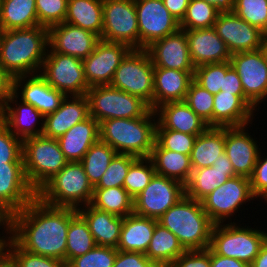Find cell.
<instances>
[{"label":"cell","instance_id":"obj_27","mask_svg":"<svg viewBox=\"0 0 267 267\" xmlns=\"http://www.w3.org/2000/svg\"><path fill=\"white\" fill-rule=\"evenodd\" d=\"M256 110V106L246 96L220 91L214 94L213 127L248 126Z\"/></svg>","mask_w":267,"mask_h":267},{"label":"cell","instance_id":"obj_12","mask_svg":"<svg viewBox=\"0 0 267 267\" xmlns=\"http://www.w3.org/2000/svg\"><path fill=\"white\" fill-rule=\"evenodd\" d=\"M254 199L250 179L234 176L204 197L201 204L214 224H222L235 215L241 205Z\"/></svg>","mask_w":267,"mask_h":267},{"label":"cell","instance_id":"obj_60","mask_svg":"<svg viewBox=\"0 0 267 267\" xmlns=\"http://www.w3.org/2000/svg\"><path fill=\"white\" fill-rule=\"evenodd\" d=\"M207 3L213 5L222 11H230L233 6V0H205Z\"/></svg>","mask_w":267,"mask_h":267},{"label":"cell","instance_id":"obj_7","mask_svg":"<svg viewBox=\"0 0 267 267\" xmlns=\"http://www.w3.org/2000/svg\"><path fill=\"white\" fill-rule=\"evenodd\" d=\"M89 116L98 123L108 119H130L146 116L152 109L138 96L105 86H94L87 90Z\"/></svg>","mask_w":267,"mask_h":267},{"label":"cell","instance_id":"obj_31","mask_svg":"<svg viewBox=\"0 0 267 267\" xmlns=\"http://www.w3.org/2000/svg\"><path fill=\"white\" fill-rule=\"evenodd\" d=\"M77 212L87 222L97 246L117 248L123 225V217L99 210L91 204L79 207Z\"/></svg>","mask_w":267,"mask_h":267},{"label":"cell","instance_id":"obj_22","mask_svg":"<svg viewBox=\"0 0 267 267\" xmlns=\"http://www.w3.org/2000/svg\"><path fill=\"white\" fill-rule=\"evenodd\" d=\"M246 127H225V153L235 174L250 178L261 149Z\"/></svg>","mask_w":267,"mask_h":267},{"label":"cell","instance_id":"obj_2","mask_svg":"<svg viewBox=\"0 0 267 267\" xmlns=\"http://www.w3.org/2000/svg\"><path fill=\"white\" fill-rule=\"evenodd\" d=\"M48 46L43 26L1 31L0 67L12 78L40 73Z\"/></svg>","mask_w":267,"mask_h":267},{"label":"cell","instance_id":"obj_55","mask_svg":"<svg viewBox=\"0 0 267 267\" xmlns=\"http://www.w3.org/2000/svg\"><path fill=\"white\" fill-rule=\"evenodd\" d=\"M223 92L245 96L241 79L232 66L226 71L225 77H223Z\"/></svg>","mask_w":267,"mask_h":267},{"label":"cell","instance_id":"obj_13","mask_svg":"<svg viewBox=\"0 0 267 267\" xmlns=\"http://www.w3.org/2000/svg\"><path fill=\"white\" fill-rule=\"evenodd\" d=\"M184 196L183 183L155 174L146 188L133 198V213L158 219Z\"/></svg>","mask_w":267,"mask_h":267},{"label":"cell","instance_id":"obj_61","mask_svg":"<svg viewBox=\"0 0 267 267\" xmlns=\"http://www.w3.org/2000/svg\"><path fill=\"white\" fill-rule=\"evenodd\" d=\"M4 228L5 233L9 234V217L0 209V229Z\"/></svg>","mask_w":267,"mask_h":267},{"label":"cell","instance_id":"obj_29","mask_svg":"<svg viewBox=\"0 0 267 267\" xmlns=\"http://www.w3.org/2000/svg\"><path fill=\"white\" fill-rule=\"evenodd\" d=\"M99 140V123L91 116L57 138L68 162H80L90 147Z\"/></svg>","mask_w":267,"mask_h":267},{"label":"cell","instance_id":"obj_50","mask_svg":"<svg viewBox=\"0 0 267 267\" xmlns=\"http://www.w3.org/2000/svg\"><path fill=\"white\" fill-rule=\"evenodd\" d=\"M68 0H36L39 26L50 28L64 22Z\"/></svg>","mask_w":267,"mask_h":267},{"label":"cell","instance_id":"obj_59","mask_svg":"<svg viewBox=\"0 0 267 267\" xmlns=\"http://www.w3.org/2000/svg\"><path fill=\"white\" fill-rule=\"evenodd\" d=\"M249 267H267V240L262 245L259 254L255 257Z\"/></svg>","mask_w":267,"mask_h":267},{"label":"cell","instance_id":"obj_6","mask_svg":"<svg viewBox=\"0 0 267 267\" xmlns=\"http://www.w3.org/2000/svg\"><path fill=\"white\" fill-rule=\"evenodd\" d=\"M22 158L27 181L35 192L68 163L57 139L44 135L23 140Z\"/></svg>","mask_w":267,"mask_h":267},{"label":"cell","instance_id":"obj_38","mask_svg":"<svg viewBox=\"0 0 267 267\" xmlns=\"http://www.w3.org/2000/svg\"><path fill=\"white\" fill-rule=\"evenodd\" d=\"M66 240V264L71 259L82 256L96 246L87 222L74 208H70V223Z\"/></svg>","mask_w":267,"mask_h":267},{"label":"cell","instance_id":"obj_17","mask_svg":"<svg viewBox=\"0 0 267 267\" xmlns=\"http://www.w3.org/2000/svg\"><path fill=\"white\" fill-rule=\"evenodd\" d=\"M231 54L259 50L264 32L239 18L232 10L222 11L213 27Z\"/></svg>","mask_w":267,"mask_h":267},{"label":"cell","instance_id":"obj_9","mask_svg":"<svg viewBox=\"0 0 267 267\" xmlns=\"http://www.w3.org/2000/svg\"><path fill=\"white\" fill-rule=\"evenodd\" d=\"M110 86L146 101L154 110V65L145 49H132L115 71Z\"/></svg>","mask_w":267,"mask_h":267},{"label":"cell","instance_id":"obj_4","mask_svg":"<svg viewBox=\"0 0 267 267\" xmlns=\"http://www.w3.org/2000/svg\"><path fill=\"white\" fill-rule=\"evenodd\" d=\"M155 118V111L151 110L144 117L104 120L99 123L100 141L117 154L149 157L156 139Z\"/></svg>","mask_w":267,"mask_h":267},{"label":"cell","instance_id":"obj_36","mask_svg":"<svg viewBox=\"0 0 267 267\" xmlns=\"http://www.w3.org/2000/svg\"><path fill=\"white\" fill-rule=\"evenodd\" d=\"M39 26L36 0H0L1 31Z\"/></svg>","mask_w":267,"mask_h":267},{"label":"cell","instance_id":"obj_26","mask_svg":"<svg viewBox=\"0 0 267 267\" xmlns=\"http://www.w3.org/2000/svg\"><path fill=\"white\" fill-rule=\"evenodd\" d=\"M88 117L89 101L86 94L65 96L55 112L44 116L42 135L57 139Z\"/></svg>","mask_w":267,"mask_h":267},{"label":"cell","instance_id":"obj_11","mask_svg":"<svg viewBox=\"0 0 267 267\" xmlns=\"http://www.w3.org/2000/svg\"><path fill=\"white\" fill-rule=\"evenodd\" d=\"M100 39L139 49V28L134 0H103Z\"/></svg>","mask_w":267,"mask_h":267},{"label":"cell","instance_id":"obj_20","mask_svg":"<svg viewBox=\"0 0 267 267\" xmlns=\"http://www.w3.org/2000/svg\"><path fill=\"white\" fill-rule=\"evenodd\" d=\"M12 93L18 99L21 96V101L34 106L44 116L55 112L66 96L49 85L39 73L14 77Z\"/></svg>","mask_w":267,"mask_h":267},{"label":"cell","instance_id":"obj_48","mask_svg":"<svg viewBox=\"0 0 267 267\" xmlns=\"http://www.w3.org/2000/svg\"><path fill=\"white\" fill-rule=\"evenodd\" d=\"M117 249L110 246H95L82 256L71 259L66 267H113Z\"/></svg>","mask_w":267,"mask_h":267},{"label":"cell","instance_id":"obj_23","mask_svg":"<svg viewBox=\"0 0 267 267\" xmlns=\"http://www.w3.org/2000/svg\"><path fill=\"white\" fill-rule=\"evenodd\" d=\"M0 120L14 136L21 140L40 136L43 133L44 115L34 106L24 103L21 100L18 104L17 96L14 93L10 95L0 110ZM37 124L40 125L38 128L36 127Z\"/></svg>","mask_w":267,"mask_h":267},{"label":"cell","instance_id":"obj_52","mask_svg":"<svg viewBox=\"0 0 267 267\" xmlns=\"http://www.w3.org/2000/svg\"><path fill=\"white\" fill-rule=\"evenodd\" d=\"M262 157L261 152H259L256 165L249 179L253 195L256 198L262 197L261 199L267 202V156Z\"/></svg>","mask_w":267,"mask_h":267},{"label":"cell","instance_id":"obj_30","mask_svg":"<svg viewBox=\"0 0 267 267\" xmlns=\"http://www.w3.org/2000/svg\"><path fill=\"white\" fill-rule=\"evenodd\" d=\"M194 71L154 68V110L162 104L184 101Z\"/></svg>","mask_w":267,"mask_h":267},{"label":"cell","instance_id":"obj_63","mask_svg":"<svg viewBox=\"0 0 267 267\" xmlns=\"http://www.w3.org/2000/svg\"><path fill=\"white\" fill-rule=\"evenodd\" d=\"M6 238L5 235L4 236H0V258L5 254V244H6Z\"/></svg>","mask_w":267,"mask_h":267},{"label":"cell","instance_id":"obj_53","mask_svg":"<svg viewBox=\"0 0 267 267\" xmlns=\"http://www.w3.org/2000/svg\"><path fill=\"white\" fill-rule=\"evenodd\" d=\"M169 267H211L210 247L204 250H186Z\"/></svg>","mask_w":267,"mask_h":267},{"label":"cell","instance_id":"obj_3","mask_svg":"<svg viewBox=\"0 0 267 267\" xmlns=\"http://www.w3.org/2000/svg\"><path fill=\"white\" fill-rule=\"evenodd\" d=\"M157 220L178 238L185 250L210 247L214 223L204 211L201 201L185 195Z\"/></svg>","mask_w":267,"mask_h":267},{"label":"cell","instance_id":"obj_16","mask_svg":"<svg viewBox=\"0 0 267 267\" xmlns=\"http://www.w3.org/2000/svg\"><path fill=\"white\" fill-rule=\"evenodd\" d=\"M131 50L126 44L100 39L93 52L83 59L87 84L90 87L110 85L116 69Z\"/></svg>","mask_w":267,"mask_h":267},{"label":"cell","instance_id":"obj_14","mask_svg":"<svg viewBox=\"0 0 267 267\" xmlns=\"http://www.w3.org/2000/svg\"><path fill=\"white\" fill-rule=\"evenodd\" d=\"M139 28V49L180 29V22L165 7L163 0H134Z\"/></svg>","mask_w":267,"mask_h":267},{"label":"cell","instance_id":"obj_47","mask_svg":"<svg viewBox=\"0 0 267 267\" xmlns=\"http://www.w3.org/2000/svg\"><path fill=\"white\" fill-rule=\"evenodd\" d=\"M137 158L130 154H116L94 188L123 187L130 165Z\"/></svg>","mask_w":267,"mask_h":267},{"label":"cell","instance_id":"obj_58","mask_svg":"<svg viewBox=\"0 0 267 267\" xmlns=\"http://www.w3.org/2000/svg\"><path fill=\"white\" fill-rule=\"evenodd\" d=\"M163 2L170 14L181 22L186 14L190 0H163Z\"/></svg>","mask_w":267,"mask_h":267},{"label":"cell","instance_id":"obj_43","mask_svg":"<svg viewBox=\"0 0 267 267\" xmlns=\"http://www.w3.org/2000/svg\"><path fill=\"white\" fill-rule=\"evenodd\" d=\"M184 101L209 127H213L214 94L205 90L193 79Z\"/></svg>","mask_w":267,"mask_h":267},{"label":"cell","instance_id":"obj_24","mask_svg":"<svg viewBox=\"0 0 267 267\" xmlns=\"http://www.w3.org/2000/svg\"><path fill=\"white\" fill-rule=\"evenodd\" d=\"M184 31L188 40L191 61L195 67L230 61L231 53L214 28Z\"/></svg>","mask_w":267,"mask_h":267},{"label":"cell","instance_id":"obj_41","mask_svg":"<svg viewBox=\"0 0 267 267\" xmlns=\"http://www.w3.org/2000/svg\"><path fill=\"white\" fill-rule=\"evenodd\" d=\"M220 10L205 0H190L186 14L180 22V29H208L213 28Z\"/></svg>","mask_w":267,"mask_h":267},{"label":"cell","instance_id":"obj_54","mask_svg":"<svg viewBox=\"0 0 267 267\" xmlns=\"http://www.w3.org/2000/svg\"><path fill=\"white\" fill-rule=\"evenodd\" d=\"M113 267H159L144 253L117 250Z\"/></svg>","mask_w":267,"mask_h":267},{"label":"cell","instance_id":"obj_32","mask_svg":"<svg viewBox=\"0 0 267 267\" xmlns=\"http://www.w3.org/2000/svg\"><path fill=\"white\" fill-rule=\"evenodd\" d=\"M157 219L130 214L123 218L117 250L146 254Z\"/></svg>","mask_w":267,"mask_h":267},{"label":"cell","instance_id":"obj_65","mask_svg":"<svg viewBox=\"0 0 267 267\" xmlns=\"http://www.w3.org/2000/svg\"><path fill=\"white\" fill-rule=\"evenodd\" d=\"M264 40H267V30L264 32Z\"/></svg>","mask_w":267,"mask_h":267},{"label":"cell","instance_id":"obj_28","mask_svg":"<svg viewBox=\"0 0 267 267\" xmlns=\"http://www.w3.org/2000/svg\"><path fill=\"white\" fill-rule=\"evenodd\" d=\"M154 111L157 117L156 129H172L198 136L209 127L185 101L165 103Z\"/></svg>","mask_w":267,"mask_h":267},{"label":"cell","instance_id":"obj_45","mask_svg":"<svg viewBox=\"0 0 267 267\" xmlns=\"http://www.w3.org/2000/svg\"><path fill=\"white\" fill-rule=\"evenodd\" d=\"M231 67L230 61L224 63L203 64L195 67L193 79L212 94L223 92V77Z\"/></svg>","mask_w":267,"mask_h":267},{"label":"cell","instance_id":"obj_34","mask_svg":"<svg viewBox=\"0 0 267 267\" xmlns=\"http://www.w3.org/2000/svg\"><path fill=\"white\" fill-rule=\"evenodd\" d=\"M225 152V127H208L198 135L190 154L192 169L212 166Z\"/></svg>","mask_w":267,"mask_h":267},{"label":"cell","instance_id":"obj_46","mask_svg":"<svg viewBox=\"0 0 267 267\" xmlns=\"http://www.w3.org/2000/svg\"><path fill=\"white\" fill-rule=\"evenodd\" d=\"M231 10L262 32L267 30V0H233Z\"/></svg>","mask_w":267,"mask_h":267},{"label":"cell","instance_id":"obj_51","mask_svg":"<svg viewBox=\"0 0 267 267\" xmlns=\"http://www.w3.org/2000/svg\"><path fill=\"white\" fill-rule=\"evenodd\" d=\"M23 140L14 136L0 120V164L23 163Z\"/></svg>","mask_w":267,"mask_h":267},{"label":"cell","instance_id":"obj_35","mask_svg":"<svg viewBox=\"0 0 267 267\" xmlns=\"http://www.w3.org/2000/svg\"><path fill=\"white\" fill-rule=\"evenodd\" d=\"M103 0H68L64 22L88 30L99 38L103 31Z\"/></svg>","mask_w":267,"mask_h":267},{"label":"cell","instance_id":"obj_39","mask_svg":"<svg viewBox=\"0 0 267 267\" xmlns=\"http://www.w3.org/2000/svg\"><path fill=\"white\" fill-rule=\"evenodd\" d=\"M90 204L123 218L133 214V197L124 187L94 188Z\"/></svg>","mask_w":267,"mask_h":267},{"label":"cell","instance_id":"obj_21","mask_svg":"<svg viewBox=\"0 0 267 267\" xmlns=\"http://www.w3.org/2000/svg\"><path fill=\"white\" fill-rule=\"evenodd\" d=\"M100 38L83 28L63 22L48 29L49 47L56 53L87 58Z\"/></svg>","mask_w":267,"mask_h":267},{"label":"cell","instance_id":"obj_33","mask_svg":"<svg viewBox=\"0 0 267 267\" xmlns=\"http://www.w3.org/2000/svg\"><path fill=\"white\" fill-rule=\"evenodd\" d=\"M149 158L157 175L175 179L184 185L188 182L193 170L190 155L163 149L155 141Z\"/></svg>","mask_w":267,"mask_h":267},{"label":"cell","instance_id":"obj_8","mask_svg":"<svg viewBox=\"0 0 267 267\" xmlns=\"http://www.w3.org/2000/svg\"><path fill=\"white\" fill-rule=\"evenodd\" d=\"M266 240L265 231L229 221L227 224H214L210 248L220 256L235 258L250 265Z\"/></svg>","mask_w":267,"mask_h":267},{"label":"cell","instance_id":"obj_25","mask_svg":"<svg viewBox=\"0 0 267 267\" xmlns=\"http://www.w3.org/2000/svg\"><path fill=\"white\" fill-rule=\"evenodd\" d=\"M237 176L226 153L220 154L212 166L193 169L185 184V195L201 201L229 178Z\"/></svg>","mask_w":267,"mask_h":267},{"label":"cell","instance_id":"obj_44","mask_svg":"<svg viewBox=\"0 0 267 267\" xmlns=\"http://www.w3.org/2000/svg\"><path fill=\"white\" fill-rule=\"evenodd\" d=\"M5 253L18 267H66V263L61 260L22 249L10 236L6 240Z\"/></svg>","mask_w":267,"mask_h":267},{"label":"cell","instance_id":"obj_49","mask_svg":"<svg viewBox=\"0 0 267 267\" xmlns=\"http://www.w3.org/2000/svg\"><path fill=\"white\" fill-rule=\"evenodd\" d=\"M197 136L172 129H156L155 141L170 151L190 155Z\"/></svg>","mask_w":267,"mask_h":267},{"label":"cell","instance_id":"obj_62","mask_svg":"<svg viewBox=\"0 0 267 267\" xmlns=\"http://www.w3.org/2000/svg\"><path fill=\"white\" fill-rule=\"evenodd\" d=\"M0 267H18L15 262L5 253L0 258Z\"/></svg>","mask_w":267,"mask_h":267},{"label":"cell","instance_id":"obj_64","mask_svg":"<svg viewBox=\"0 0 267 267\" xmlns=\"http://www.w3.org/2000/svg\"><path fill=\"white\" fill-rule=\"evenodd\" d=\"M261 51L265 57L266 63H267V40H263L262 46H261Z\"/></svg>","mask_w":267,"mask_h":267},{"label":"cell","instance_id":"obj_42","mask_svg":"<svg viewBox=\"0 0 267 267\" xmlns=\"http://www.w3.org/2000/svg\"><path fill=\"white\" fill-rule=\"evenodd\" d=\"M156 174L149 157H138L131 165L124 179L123 187L135 198L150 183Z\"/></svg>","mask_w":267,"mask_h":267},{"label":"cell","instance_id":"obj_37","mask_svg":"<svg viewBox=\"0 0 267 267\" xmlns=\"http://www.w3.org/2000/svg\"><path fill=\"white\" fill-rule=\"evenodd\" d=\"M185 251L178 238L157 222L145 255L159 267H169Z\"/></svg>","mask_w":267,"mask_h":267},{"label":"cell","instance_id":"obj_57","mask_svg":"<svg viewBox=\"0 0 267 267\" xmlns=\"http://www.w3.org/2000/svg\"><path fill=\"white\" fill-rule=\"evenodd\" d=\"M210 263L211 267H249V265L243 261L237 260L235 258L220 256L216 254L211 248Z\"/></svg>","mask_w":267,"mask_h":267},{"label":"cell","instance_id":"obj_18","mask_svg":"<svg viewBox=\"0 0 267 267\" xmlns=\"http://www.w3.org/2000/svg\"><path fill=\"white\" fill-rule=\"evenodd\" d=\"M36 197L27 181L23 163L0 164V209L10 217Z\"/></svg>","mask_w":267,"mask_h":267},{"label":"cell","instance_id":"obj_15","mask_svg":"<svg viewBox=\"0 0 267 267\" xmlns=\"http://www.w3.org/2000/svg\"><path fill=\"white\" fill-rule=\"evenodd\" d=\"M230 63L241 79L244 95L259 108L267 98V63L261 49L233 53Z\"/></svg>","mask_w":267,"mask_h":267},{"label":"cell","instance_id":"obj_19","mask_svg":"<svg viewBox=\"0 0 267 267\" xmlns=\"http://www.w3.org/2000/svg\"><path fill=\"white\" fill-rule=\"evenodd\" d=\"M145 50L148 52L154 68L195 71L190 57L188 40L182 29L154 41Z\"/></svg>","mask_w":267,"mask_h":267},{"label":"cell","instance_id":"obj_56","mask_svg":"<svg viewBox=\"0 0 267 267\" xmlns=\"http://www.w3.org/2000/svg\"><path fill=\"white\" fill-rule=\"evenodd\" d=\"M13 92V78L0 67V110Z\"/></svg>","mask_w":267,"mask_h":267},{"label":"cell","instance_id":"obj_5","mask_svg":"<svg viewBox=\"0 0 267 267\" xmlns=\"http://www.w3.org/2000/svg\"><path fill=\"white\" fill-rule=\"evenodd\" d=\"M93 191L83 165L68 162L36 192V197L51 206L78 209L91 203Z\"/></svg>","mask_w":267,"mask_h":267},{"label":"cell","instance_id":"obj_1","mask_svg":"<svg viewBox=\"0 0 267 267\" xmlns=\"http://www.w3.org/2000/svg\"><path fill=\"white\" fill-rule=\"evenodd\" d=\"M70 207H55L35 197L9 217V235L24 250L66 263Z\"/></svg>","mask_w":267,"mask_h":267},{"label":"cell","instance_id":"obj_40","mask_svg":"<svg viewBox=\"0 0 267 267\" xmlns=\"http://www.w3.org/2000/svg\"><path fill=\"white\" fill-rule=\"evenodd\" d=\"M116 154L117 152L111 146L100 140L86 152L80 163L83 165L93 187L99 183L110 161Z\"/></svg>","mask_w":267,"mask_h":267},{"label":"cell","instance_id":"obj_10","mask_svg":"<svg viewBox=\"0 0 267 267\" xmlns=\"http://www.w3.org/2000/svg\"><path fill=\"white\" fill-rule=\"evenodd\" d=\"M48 49L39 74L66 96L85 95L90 86L85 78L83 60L56 53L49 46Z\"/></svg>","mask_w":267,"mask_h":267}]
</instances>
